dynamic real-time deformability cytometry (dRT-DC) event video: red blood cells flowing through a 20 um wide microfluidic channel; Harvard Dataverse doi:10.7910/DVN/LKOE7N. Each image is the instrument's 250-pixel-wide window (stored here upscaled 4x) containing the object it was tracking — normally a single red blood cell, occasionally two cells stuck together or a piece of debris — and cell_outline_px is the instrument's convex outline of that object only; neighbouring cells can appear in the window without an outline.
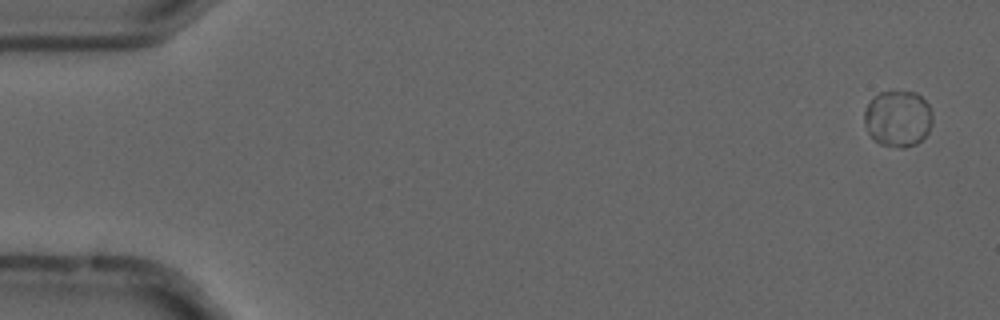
{"species": "common noctule bat (a hibernating species)", "species_latin": "Nyctalus noctula", "temperature_condition": "cold", "stored_images_in_passage": 3, "camera_frame_rate_fps": 3000, "um_per_image_px": 0.085, "animal": {"sex": "male", "forearm_length_mm": 52.5}, "frame": {"image": 1, "passage_image": 1, "time_ms": 0.0, "image_size_px": [1000, 320], "cell_outline_px": [[932, 124], [928, 132], [916, 144], [904, 148], [900, 148], [880, 144], [872, 140], [864, 124], [864, 112], [868, 104], [880, 92], [916, 92], [928, 104], [932, 112]], "centroid_in_image_um": [76.32, 10.1], "position_along_channel_um": 8.7, "area_um2": 22.37}}